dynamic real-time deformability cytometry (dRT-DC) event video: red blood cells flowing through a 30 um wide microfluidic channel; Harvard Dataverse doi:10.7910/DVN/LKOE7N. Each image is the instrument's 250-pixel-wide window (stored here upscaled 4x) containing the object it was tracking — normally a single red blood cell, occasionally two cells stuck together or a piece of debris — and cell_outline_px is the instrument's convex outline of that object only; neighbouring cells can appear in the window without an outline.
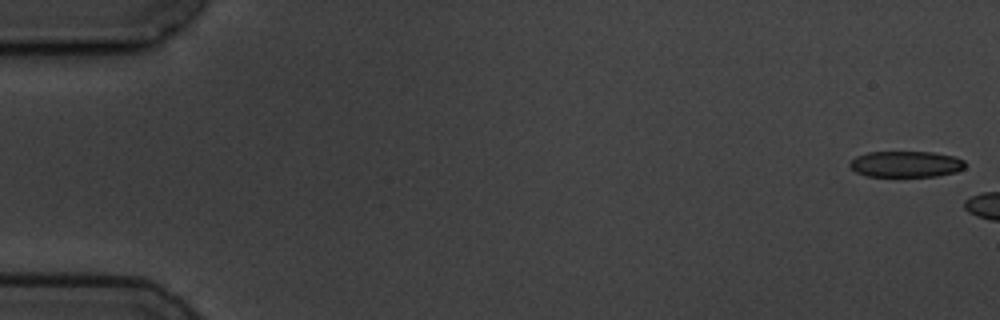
{"species": "common noctule bat (a hibernating species)", "species_latin": "Nyctalus noctula", "temperature_condition": "cold", "stored_images_in_passage": 3, "camera_frame_rate_fps": 3000, "um_per_image_px": 0.085, "animal": {"sex": "male", "body_mass_g": 19.5, "forearm_length_mm": 54.6}, "frame": {"image": 1, "passage_image": 1, "time_ms": 0.0, "image_size_px": [1000, 320], "cell_outline_px": [[968, 164], [964, 168], [956, 172], [936, 176], [868, 176], [856, 172], [848, 164], [856, 156], [868, 152], [936, 152], [956, 156], [964, 160]], "centroid_in_image_um": [77.06, 13.94], "position_along_channel_um": 7.9, "area_um2": 17.69}}